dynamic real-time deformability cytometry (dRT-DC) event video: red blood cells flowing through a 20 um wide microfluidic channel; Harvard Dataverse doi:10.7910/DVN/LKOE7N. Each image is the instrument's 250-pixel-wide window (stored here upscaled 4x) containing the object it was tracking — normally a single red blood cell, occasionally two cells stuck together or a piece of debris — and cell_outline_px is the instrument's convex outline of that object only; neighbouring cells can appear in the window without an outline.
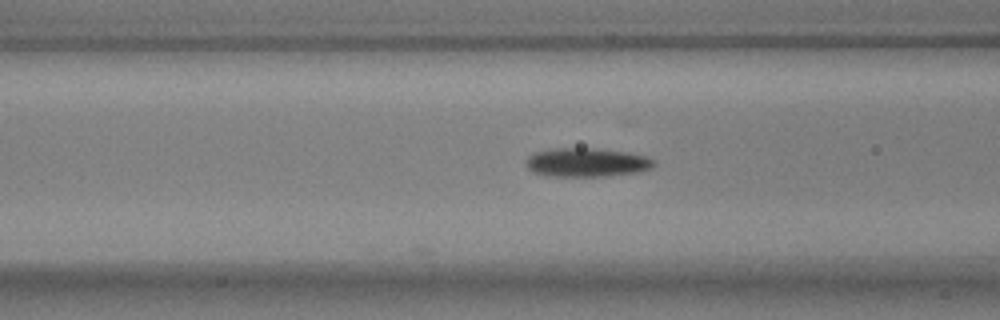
{"species": "common noctule bat (a hibernating species)", "species_latin": "Nyctalus noctula", "temperature_condition": "warm", "stored_images_in_passage": 33, "camera_frame_rate_fps": 3000, "um_per_image_px": 0.085, "animal": {"sex": "male", "body_mass_g": 17.9, "forearm_length_mm": 54.2}, "frame": {"image": 1, "passage_image": 7, "time_ms": 2.0, "image_size_px": [1000, 320], "cell_outline_px": [[656, 164], [652, 168], [636, 172], [604, 176], [552, 176], [532, 172], [524, 164], [524, 160], [528, 156], [536, 152], [556, 148], [596, 148], [628, 152], [648, 156], [656, 160]], "centroid_in_image_um": [49.88, 13.79], "position_along_channel_um": 116.7, "area_um2": 21.68}}
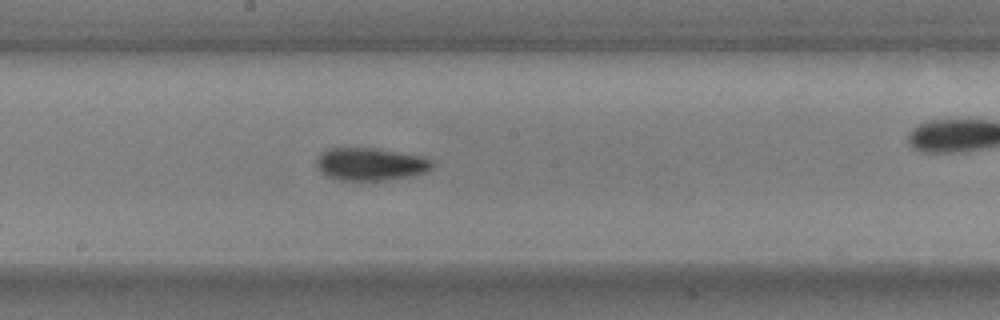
{"frame": {"image": 2, "passage_image": 15, "time_ms": 4.667, "image_size_px": [1000, 320], "cell_outline_px": [[432, 168], [424, 172], [384, 180], [340, 180], [328, 176], [320, 172], [316, 168], [316, 160], [320, 152], [328, 148], [376, 148], [420, 156], [432, 160]], "centroid_in_image_um": [31.4, 13.94], "position_along_channel_um": 216.8, "area_um2": 21.79}}
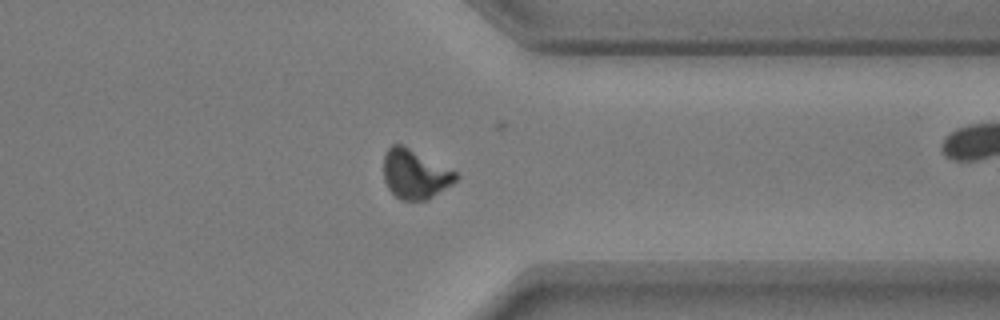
{"frame": {"image": 3, "passage_image": 28, "time_ms": 9.0, "image_size_px": [1000, 320], "cell_outline_px": [[460, 176], [452, 184], [428, 200], [400, 200], [388, 188], [384, 180], [384, 152], [392, 144], [404, 144], [456, 172]], "centroid_in_image_um": [35.26, 14.79], "position_along_channel_um": 376.1, "area_um2": 20.87}, "authors_computed_cell_mechanics": {"area_um2": 21.5016, "velocity_mm_per_s": 3.7513, "shape_relaxation_time_tau1_ms": 4.1354, "shape_relaxation_time_tau2_ms": 3.0707, "deformation_change_tau1": 0.1418, "deformation_change_tau2": 0.0757}}